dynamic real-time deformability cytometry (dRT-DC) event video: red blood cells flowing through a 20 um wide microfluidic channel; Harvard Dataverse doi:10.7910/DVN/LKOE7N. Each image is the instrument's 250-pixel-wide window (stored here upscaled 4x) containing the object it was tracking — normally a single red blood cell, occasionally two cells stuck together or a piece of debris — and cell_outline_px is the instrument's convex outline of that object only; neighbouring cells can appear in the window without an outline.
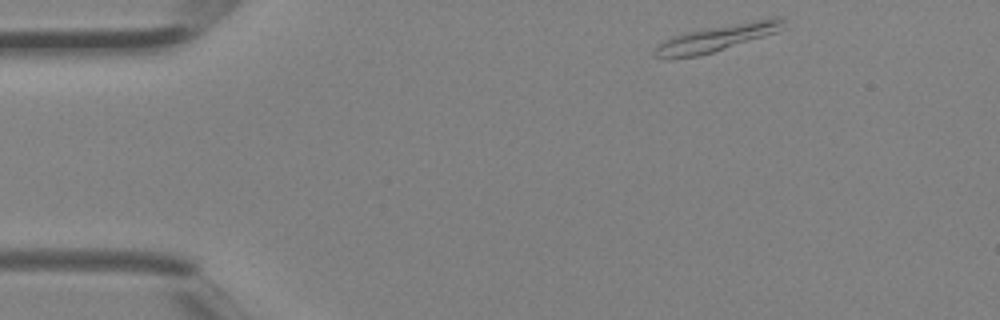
{"species": "Egyptian fruit bat (a non-hibernating species)", "species_latin": "Rousettus aegyptiacus", "temperature_condition": "room temperature", "stored_images_in_passage": 4, "camera_frame_rate_fps": 3000, "um_per_image_px": 0.085, "animal": {"sex": "female"}, "frame": {"image": 1, "passage_image": 4, "time_ms": 1.0, "image_size_px": [1000, 320], "cell_outline_px": [[784, 28], [776, 32], [764, 36], [700, 56], [668, 60], [664, 60], [656, 56], [652, 52], [664, 40], [672, 36], [684, 32], [768, 16], [780, 16], [784, 20]], "centroid_in_image_um": [60.93, 3.22], "position_along_channel_um": 24.1, "area_um2": 20.4}}